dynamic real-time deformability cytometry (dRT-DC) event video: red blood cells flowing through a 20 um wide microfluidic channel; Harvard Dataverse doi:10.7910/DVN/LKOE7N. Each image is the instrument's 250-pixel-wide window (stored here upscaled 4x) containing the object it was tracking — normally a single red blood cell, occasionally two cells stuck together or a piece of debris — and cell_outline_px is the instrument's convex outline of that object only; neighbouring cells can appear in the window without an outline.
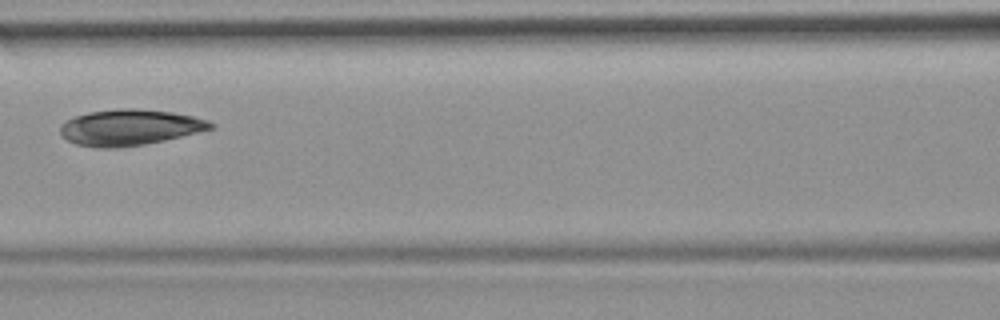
{"species": "common noctule bat (a hibernating species)", "species_latin": "Nyctalus noctula", "temperature_condition": "room temperature", "stored_images_in_passage": 7, "camera_frame_rate_fps": 3000, "um_per_image_px": 0.085, "animal": {"sex": "female", "body_mass_g": 19.9}, "frame": {"image": 1, "passage_image": 6, "time_ms": 1.667, "image_size_px": [1000, 320], "cell_outline_px": [[216, 124], [212, 128], [164, 140], [144, 144], [116, 148], [96, 148], [76, 144], [68, 140], [60, 132], [60, 124], [76, 116], [88, 112], [116, 108], [136, 108], [172, 112], [192, 116], [208, 120]], "centroid_in_image_um": [11.0, 10.82], "position_along_channel_um": 155.6, "area_um2": 31.33}}
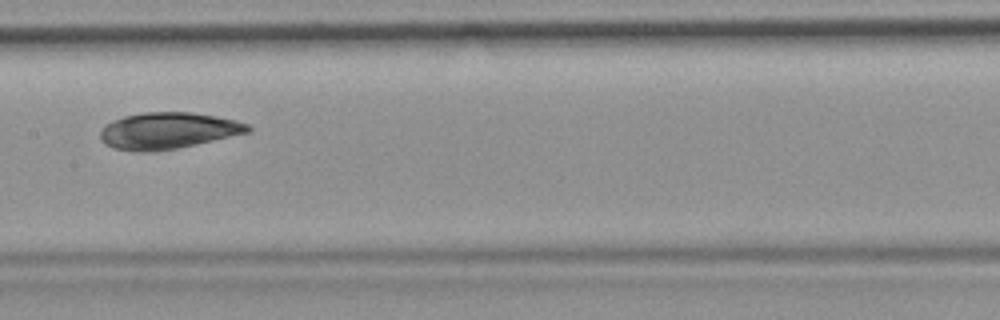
{"frame": {"image": 2, "passage_image": 7, "time_ms": 2.0, "image_size_px": [1000, 320], "cell_outline_px": [[252, 128], [248, 132], [196, 144], [176, 148], [144, 152], [136, 152], [112, 148], [104, 144], [100, 136], [100, 132], [112, 120], [124, 116], [144, 112], [192, 112], [216, 116], [236, 120], [248, 124]], "centroid_in_image_um": [14.26, 11.1], "position_along_channel_um": 193.1, "area_um2": 31.15}}